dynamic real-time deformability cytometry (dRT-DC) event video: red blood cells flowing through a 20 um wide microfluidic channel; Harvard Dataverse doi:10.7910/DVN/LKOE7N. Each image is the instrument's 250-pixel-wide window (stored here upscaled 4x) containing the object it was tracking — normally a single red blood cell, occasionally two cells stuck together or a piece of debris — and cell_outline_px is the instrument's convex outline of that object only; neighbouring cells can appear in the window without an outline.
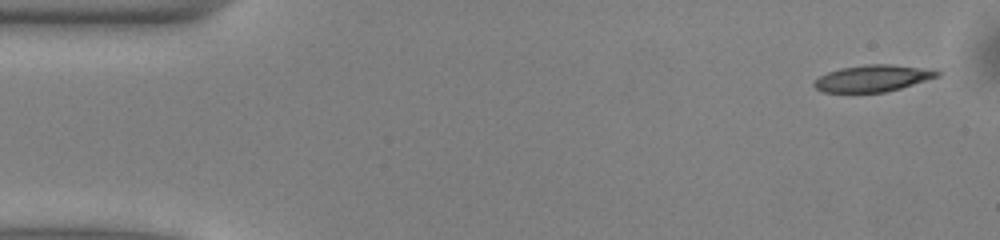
{"species": "common noctule bat (a hibernating species)", "species_latin": "Nyctalus noctula", "temperature_condition": "warm", "stored_images_in_passage": 49, "camera_frame_rate_fps": 3000, "um_per_image_px": 0.085, "animal": {"sex": "male", "body_mass_g": 13.0, "forearm_length_mm": 53.1}, "frame": {"image": 1, "passage_image": 1, "time_ms": 0.0, "image_size_px": [1000, 240], "cell_outline_px": [[940, 76], [900, 88], [884, 92], [824, 92], [816, 88], [812, 84], [820, 76], [828, 72], [840, 68], [868, 64], [888, 64], [916, 68], [940, 72]], "centroid_in_image_um": [74.12, 6.66], "position_along_channel_um": 10.9, "area_um2": 18.61}}
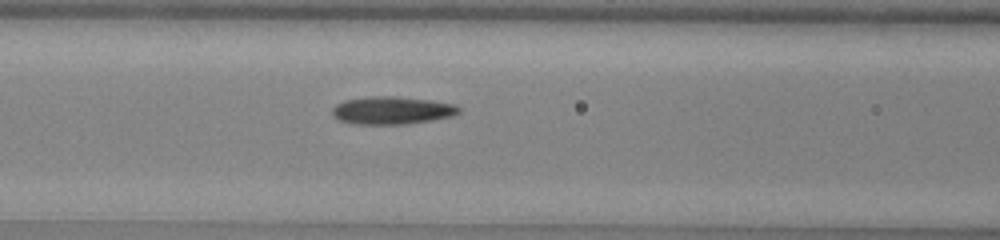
{"frame": {"image": 2, "passage_image": 19, "time_ms": 6.0, "image_size_px": [1000, 240], "cell_outline_px": [[460, 112], [452, 116], [432, 120], [404, 124], [356, 124], [340, 120], [332, 116], [332, 108], [336, 104], [344, 100], [372, 96], [392, 96], [428, 100], [456, 104], [460, 108]], "centroid_in_image_um": [33.31, 9.38], "position_along_channel_um": 133.3, "area_um2": 20.4}}
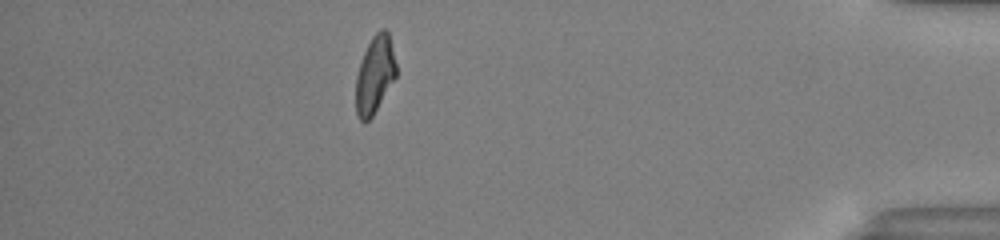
{"frame": {"image": 3, "passage_image": 43, "time_ms": 14.0, "image_size_px": [1000, 240], "cell_outline_px": [[396, 76], [372, 116], [364, 124], [360, 120], [356, 112], [356, 76], [364, 52], [372, 36], [380, 28], [384, 28], [388, 32], [396, 64]], "centroid_in_image_um": [31.85, 6.34], "position_along_channel_um": 403.4, "area_um2": 17.92}, "authors_computed_cell_mechanics": {"area_um2": 19.4786, "velocity_mm_per_s": 4.0268, "shape_relaxation_time_tau1_ms": 6.3536, "shape_relaxation_time_tau2_ms": 3.3814, "deformation_change_tau1": 0.1786, "deformation_change_tau2": 0.1323}}